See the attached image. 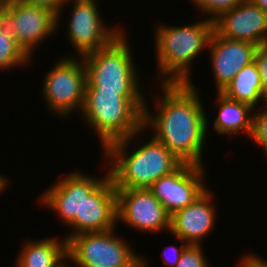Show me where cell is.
I'll return each mask as SVG.
<instances>
[{
  "mask_svg": "<svg viewBox=\"0 0 267 267\" xmlns=\"http://www.w3.org/2000/svg\"><path fill=\"white\" fill-rule=\"evenodd\" d=\"M161 89L163 97L154 103L159 114L150 113L145 100L143 129L151 126L155 131L152 137L182 163L204 167L202 148L209 122L196 88L192 83H162Z\"/></svg>",
  "mask_w": 267,
  "mask_h": 267,
  "instance_id": "1",
  "label": "cell"
},
{
  "mask_svg": "<svg viewBox=\"0 0 267 267\" xmlns=\"http://www.w3.org/2000/svg\"><path fill=\"white\" fill-rule=\"evenodd\" d=\"M138 133L109 144L104 158L110 160L109 176L116 189H148L156 180L176 170L182 161L153 137L129 154L125 151ZM125 154V155H124Z\"/></svg>",
  "mask_w": 267,
  "mask_h": 267,
  "instance_id": "2",
  "label": "cell"
},
{
  "mask_svg": "<svg viewBox=\"0 0 267 267\" xmlns=\"http://www.w3.org/2000/svg\"><path fill=\"white\" fill-rule=\"evenodd\" d=\"M142 92L85 91L83 119L97 132L104 150L143 129L145 98Z\"/></svg>",
  "mask_w": 267,
  "mask_h": 267,
  "instance_id": "3",
  "label": "cell"
},
{
  "mask_svg": "<svg viewBox=\"0 0 267 267\" xmlns=\"http://www.w3.org/2000/svg\"><path fill=\"white\" fill-rule=\"evenodd\" d=\"M212 31L213 21L208 17L187 26H157L155 49L161 83H191V62L208 47Z\"/></svg>",
  "mask_w": 267,
  "mask_h": 267,
  "instance_id": "4",
  "label": "cell"
},
{
  "mask_svg": "<svg viewBox=\"0 0 267 267\" xmlns=\"http://www.w3.org/2000/svg\"><path fill=\"white\" fill-rule=\"evenodd\" d=\"M79 58L86 71L85 91L142 92L123 31L105 47Z\"/></svg>",
  "mask_w": 267,
  "mask_h": 267,
  "instance_id": "5",
  "label": "cell"
},
{
  "mask_svg": "<svg viewBox=\"0 0 267 267\" xmlns=\"http://www.w3.org/2000/svg\"><path fill=\"white\" fill-rule=\"evenodd\" d=\"M114 230L70 237L67 259L78 267H147L148 261L136 255L131 245L115 237Z\"/></svg>",
  "mask_w": 267,
  "mask_h": 267,
  "instance_id": "6",
  "label": "cell"
},
{
  "mask_svg": "<svg viewBox=\"0 0 267 267\" xmlns=\"http://www.w3.org/2000/svg\"><path fill=\"white\" fill-rule=\"evenodd\" d=\"M0 16L17 45L31 59L34 48L57 30V14L43 6L17 0H0Z\"/></svg>",
  "mask_w": 267,
  "mask_h": 267,
  "instance_id": "7",
  "label": "cell"
},
{
  "mask_svg": "<svg viewBox=\"0 0 267 267\" xmlns=\"http://www.w3.org/2000/svg\"><path fill=\"white\" fill-rule=\"evenodd\" d=\"M76 60L70 56L60 58L44 78L43 99L48 110L61 117L69 115L73 109L81 110L84 103L86 71L83 60Z\"/></svg>",
  "mask_w": 267,
  "mask_h": 267,
  "instance_id": "8",
  "label": "cell"
},
{
  "mask_svg": "<svg viewBox=\"0 0 267 267\" xmlns=\"http://www.w3.org/2000/svg\"><path fill=\"white\" fill-rule=\"evenodd\" d=\"M117 222L141 232L170 230L171 215L149 189H116Z\"/></svg>",
  "mask_w": 267,
  "mask_h": 267,
  "instance_id": "9",
  "label": "cell"
},
{
  "mask_svg": "<svg viewBox=\"0 0 267 267\" xmlns=\"http://www.w3.org/2000/svg\"><path fill=\"white\" fill-rule=\"evenodd\" d=\"M72 0H67L70 2ZM69 15L68 39L82 57L108 45L122 31L116 26L107 27L100 18L96 0H74ZM117 28V29H116ZM119 29V30H118Z\"/></svg>",
  "mask_w": 267,
  "mask_h": 267,
  "instance_id": "10",
  "label": "cell"
},
{
  "mask_svg": "<svg viewBox=\"0 0 267 267\" xmlns=\"http://www.w3.org/2000/svg\"><path fill=\"white\" fill-rule=\"evenodd\" d=\"M204 170L202 166L182 163L170 174L156 180L148 189L172 215L192 204L207 190Z\"/></svg>",
  "mask_w": 267,
  "mask_h": 267,
  "instance_id": "11",
  "label": "cell"
},
{
  "mask_svg": "<svg viewBox=\"0 0 267 267\" xmlns=\"http://www.w3.org/2000/svg\"><path fill=\"white\" fill-rule=\"evenodd\" d=\"M109 175L102 178L91 177L75 171L60 179L42 195L41 202L59 214L67 226L75 218H81L82 201L89 196Z\"/></svg>",
  "mask_w": 267,
  "mask_h": 267,
  "instance_id": "12",
  "label": "cell"
},
{
  "mask_svg": "<svg viewBox=\"0 0 267 267\" xmlns=\"http://www.w3.org/2000/svg\"><path fill=\"white\" fill-rule=\"evenodd\" d=\"M116 188L108 175L107 178L82 201L81 218L69 225L72 233L64 237L68 240L72 236L82 233L104 232L116 228Z\"/></svg>",
  "mask_w": 267,
  "mask_h": 267,
  "instance_id": "13",
  "label": "cell"
},
{
  "mask_svg": "<svg viewBox=\"0 0 267 267\" xmlns=\"http://www.w3.org/2000/svg\"><path fill=\"white\" fill-rule=\"evenodd\" d=\"M213 30L228 39L267 45V13L245 0L214 20Z\"/></svg>",
  "mask_w": 267,
  "mask_h": 267,
  "instance_id": "14",
  "label": "cell"
},
{
  "mask_svg": "<svg viewBox=\"0 0 267 267\" xmlns=\"http://www.w3.org/2000/svg\"><path fill=\"white\" fill-rule=\"evenodd\" d=\"M258 47L250 42L228 39L212 31L208 48L218 92H221L242 68L254 61Z\"/></svg>",
  "mask_w": 267,
  "mask_h": 267,
  "instance_id": "15",
  "label": "cell"
},
{
  "mask_svg": "<svg viewBox=\"0 0 267 267\" xmlns=\"http://www.w3.org/2000/svg\"><path fill=\"white\" fill-rule=\"evenodd\" d=\"M211 197L207 189L192 204L174 212L170 218L169 232L188 244H202V238L209 235L215 224L216 212Z\"/></svg>",
  "mask_w": 267,
  "mask_h": 267,
  "instance_id": "16",
  "label": "cell"
},
{
  "mask_svg": "<svg viewBox=\"0 0 267 267\" xmlns=\"http://www.w3.org/2000/svg\"><path fill=\"white\" fill-rule=\"evenodd\" d=\"M67 259V240L58 237L42 238L22 247L15 267H63ZM63 262V263H62Z\"/></svg>",
  "mask_w": 267,
  "mask_h": 267,
  "instance_id": "17",
  "label": "cell"
},
{
  "mask_svg": "<svg viewBox=\"0 0 267 267\" xmlns=\"http://www.w3.org/2000/svg\"><path fill=\"white\" fill-rule=\"evenodd\" d=\"M218 116L214 121V130L219 134H239L241 132L251 137L253 130V111L251 106L227 98L217 92ZM251 114V115H250Z\"/></svg>",
  "mask_w": 267,
  "mask_h": 267,
  "instance_id": "18",
  "label": "cell"
},
{
  "mask_svg": "<svg viewBox=\"0 0 267 267\" xmlns=\"http://www.w3.org/2000/svg\"><path fill=\"white\" fill-rule=\"evenodd\" d=\"M221 93L229 99L248 104L254 110L259 100L265 104L261 76L255 61L242 68Z\"/></svg>",
  "mask_w": 267,
  "mask_h": 267,
  "instance_id": "19",
  "label": "cell"
},
{
  "mask_svg": "<svg viewBox=\"0 0 267 267\" xmlns=\"http://www.w3.org/2000/svg\"><path fill=\"white\" fill-rule=\"evenodd\" d=\"M31 59L17 45L5 20L0 16V70H8L18 65H25Z\"/></svg>",
  "mask_w": 267,
  "mask_h": 267,
  "instance_id": "20",
  "label": "cell"
},
{
  "mask_svg": "<svg viewBox=\"0 0 267 267\" xmlns=\"http://www.w3.org/2000/svg\"><path fill=\"white\" fill-rule=\"evenodd\" d=\"M245 0H193L195 5L200 8L204 14L210 15L211 21L216 20L224 12L230 11L235 6Z\"/></svg>",
  "mask_w": 267,
  "mask_h": 267,
  "instance_id": "21",
  "label": "cell"
},
{
  "mask_svg": "<svg viewBox=\"0 0 267 267\" xmlns=\"http://www.w3.org/2000/svg\"><path fill=\"white\" fill-rule=\"evenodd\" d=\"M202 246L189 244L175 267H209Z\"/></svg>",
  "mask_w": 267,
  "mask_h": 267,
  "instance_id": "22",
  "label": "cell"
},
{
  "mask_svg": "<svg viewBox=\"0 0 267 267\" xmlns=\"http://www.w3.org/2000/svg\"><path fill=\"white\" fill-rule=\"evenodd\" d=\"M264 105L265 107H262L260 113L257 112V114H253V130L251 137L255 139L257 144L262 146L267 154V103Z\"/></svg>",
  "mask_w": 267,
  "mask_h": 267,
  "instance_id": "23",
  "label": "cell"
},
{
  "mask_svg": "<svg viewBox=\"0 0 267 267\" xmlns=\"http://www.w3.org/2000/svg\"><path fill=\"white\" fill-rule=\"evenodd\" d=\"M254 61L261 76L263 96L265 103H267V45L259 46L257 48Z\"/></svg>",
  "mask_w": 267,
  "mask_h": 267,
  "instance_id": "24",
  "label": "cell"
},
{
  "mask_svg": "<svg viewBox=\"0 0 267 267\" xmlns=\"http://www.w3.org/2000/svg\"><path fill=\"white\" fill-rule=\"evenodd\" d=\"M177 239L179 241H182V245L180 247H175L173 245H171V246L169 245L168 247H166L164 249V252H163L164 253V257H163L164 261L162 262L163 265H167V266L169 265L171 267H175L177 265L178 261L180 260L183 251L189 245L185 241H183L179 238H177Z\"/></svg>",
  "mask_w": 267,
  "mask_h": 267,
  "instance_id": "25",
  "label": "cell"
},
{
  "mask_svg": "<svg viewBox=\"0 0 267 267\" xmlns=\"http://www.w3.org/2000/svg\"><path fill=\"white\" fill-rule=\"evenodd\" d=\"M22 3H26L29 5H36V6H43L49 8L50 10L54 11L57 14V27L60 21V13L62 6L66 4L67 0H17Z\"/></svg>",
  "mask_w": 267,
  "mask_h": 267,
  "instance_id": "26",
  "label": "cell"
},
{
  "mask_svg": "<svg viewBox=\"0 0 267 267\" xmlns=\"http://www.w3.org/2000/svg\"><path fill=\"white\" fill-rule=\"evenodd\" d=\"M243 257L242 261H240V267H267L266 259L262 260V258L256 257L253 254H248L246 257Z\"/></svg>",
  "mask_w": 267,
  "mask_h": 267,
  "instance_id": "27",
  "label": "cell"
},
{
  "mask_svg": "<svg viewBox=\"0 0 267 267\" xmlns=\"http://www.w3.org/2000/svg\"><path fill=\"white\" fill-rule=\"evenodd\" d=\"M254 5L261 8L264 12L267 13V0H250Z\"/></svg>",
  "mask_w": 267,
  "mask_h": 267,
  "instance_id": "28",
  "label": "cell"
},
{
  "mask_svg": "<svg viewBox=\"0 0 267 267\" xmlns=\"http://www.w3.org/2000/svg\"><path fill=\"white\" fill-rule=\"evenodd\" d=\"M6 186H8V181L3 175H0V192H2Z\"/></svg>",
  "mask_w": 267,
  "mask_h": 267,
  "instance_id": "29",
  "label": "cell"
}]
</instances>
